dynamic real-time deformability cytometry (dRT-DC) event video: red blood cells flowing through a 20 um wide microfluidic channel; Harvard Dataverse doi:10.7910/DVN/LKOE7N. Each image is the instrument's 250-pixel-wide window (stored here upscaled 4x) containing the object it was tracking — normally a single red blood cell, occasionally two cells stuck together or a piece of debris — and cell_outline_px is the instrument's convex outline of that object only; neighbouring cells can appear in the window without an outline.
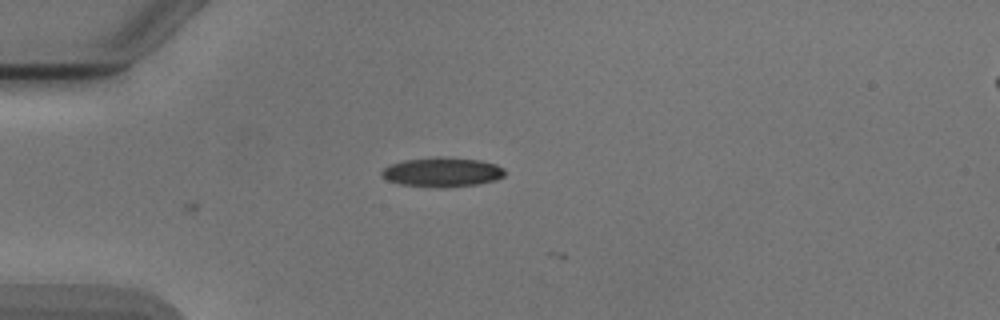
{"species": "Egyptian fruit bat (a non-hibernating species)", "species_latin": "Rousettus aegyptiacus", "temperature_condition": "cold", "stored_images_in_passage": 8, "camera_frame_rate_fps": 3000, "um_per_image_px": 0.085, "animal": {"sex": "male"}, "frame": {"image": 1, "passage_image": 2, "time_ms": 0.333, "image_size_px": [1000, 320], "cell_outline_px": [[504, 176], [496, 180], [476, 184], [440, 188], [400, 184], [388, 180], [380, 176], [380, 172], [388, 164], [404, 160], [436, 156], [440, 156], [480, 160], [496, 164], [504, 168]], "centroid_in_image_um": [37.56, 14.62], "position_along_channel_um": 47.4, "area_um2": 21.33}}